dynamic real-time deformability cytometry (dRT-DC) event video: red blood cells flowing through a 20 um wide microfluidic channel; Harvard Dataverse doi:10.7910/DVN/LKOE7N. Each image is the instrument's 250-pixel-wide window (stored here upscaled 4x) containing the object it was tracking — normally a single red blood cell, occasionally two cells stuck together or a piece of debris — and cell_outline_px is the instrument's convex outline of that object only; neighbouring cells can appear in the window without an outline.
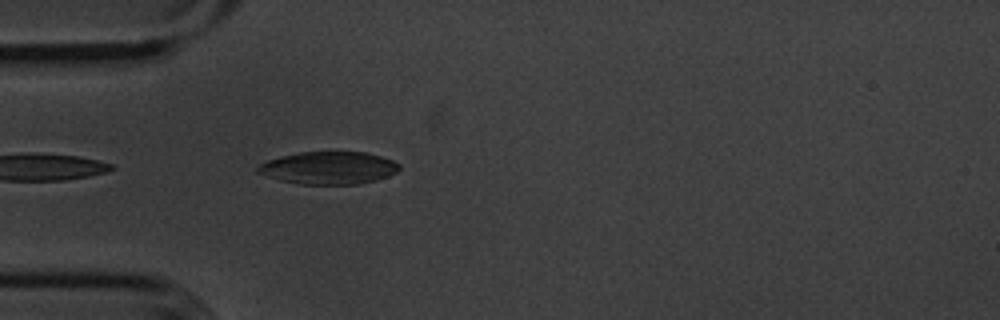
{"species": "common noctule bat (a hibernating species)", "species_latin": "Nyctalus noctula", "temperature_condition": "cold", "stored_images_in_passage": 11, "camera_frame_rate_fps": 3000, "um_per_image_px": 0.085, "animal": {"sex": "male", "body_mass_g": 20.1, "forearm_length_mm": 53.5}, "frame": {"image": 1, "passage_image": 2, "time_ms": 0.333, "image_size_px": [1000, 320], "cell_outline_px": [[400, 168], [396, 172], [388, 176], [376, 180], [360, 184], [300, 184], [280, 180], [256, 172], [256, 168], [260, 164], [268, 160], [280, 156], [300, 152], [364, 152], [380, 156], [392, 160], [400, 164]], "centroid_in_image_um": [27.94, 14.27], "position_along_channel_um": 57.1, "area_um2": 26.76}}
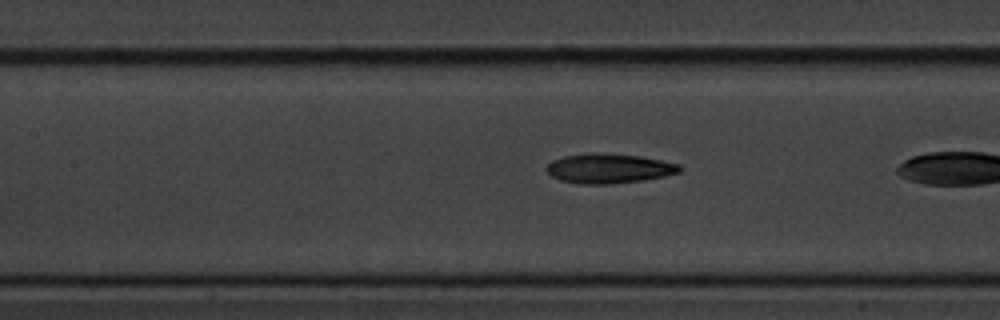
{"frame": {"image": 2, "passage_image": 8, "time_ms": 2.333, "image_size_px": [1000, 320], "cell_outline_px": [[680, 172], [664, 176], [640, 180], [608, 184], [584, 184], [560, 180], [552, 176], [544, 168], [552, 160], [564, 156], [592, 152], [640, 156], [680, 164]], "centroid_in_image_um": [51.72, 14.31], "position_along_channel_um": 155.7, "area_um2": 22.77}}